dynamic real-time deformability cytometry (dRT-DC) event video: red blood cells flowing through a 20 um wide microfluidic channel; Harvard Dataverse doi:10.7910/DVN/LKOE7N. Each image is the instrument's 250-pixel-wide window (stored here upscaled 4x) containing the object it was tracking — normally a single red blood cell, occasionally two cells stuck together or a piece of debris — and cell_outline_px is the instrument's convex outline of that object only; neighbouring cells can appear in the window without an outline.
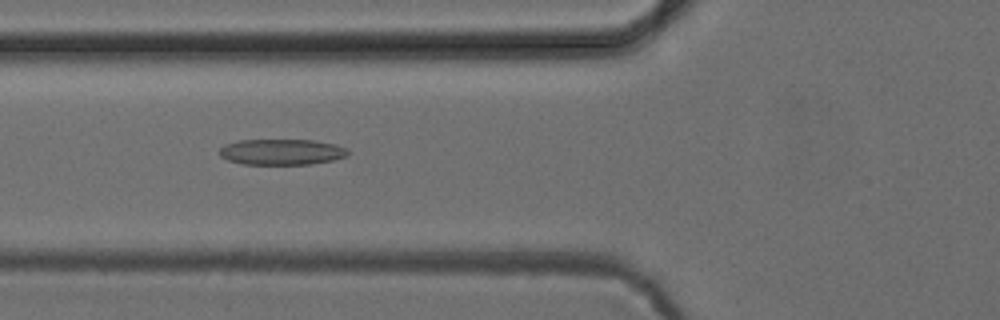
{"species": "common noctule bat (a hibernating species)", "species_latin": "Nyctalus noctula", "temperature_condition": "cold", "stored_images_in_passage": 45, "camera_frame_rate_fps": 3000, "um_per_image_px": 0.085, "animal": {"sex": "female", "body_mass_g": 24.6, "forearm_length_mm": 56.2}, "frame": {"image": 1, "passage_image": 12, "time_ms": 3.667, "image_size_px": [1000, 320], "cell_outline_px": [[348, 156], [332, 160], [308, 164], [240, 164], [228, 160], [220, 156], [220, 148], [224, 144], [240, 140], [312, 140], [336, 144], [348, 148]], "centroid_in_image_um": [23.94, 12.91], "position_along_channel_um": 101.9, "area_um2": 19.36}}
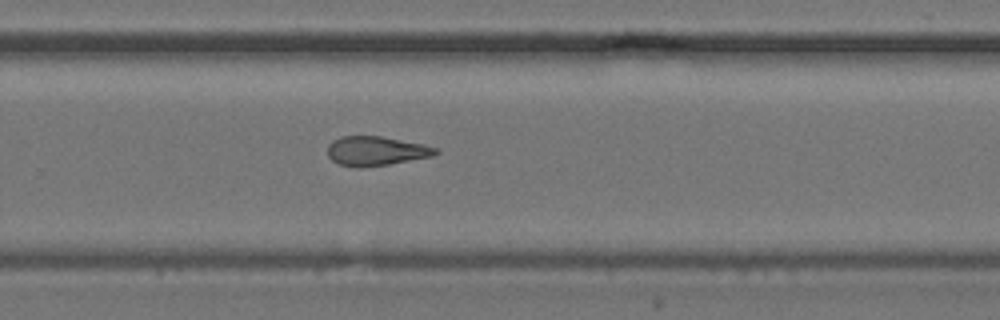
{"frame": {"image": 2, "passage_image": 27, "time_ms": 8.667, "image_size_px": [1000, 320], "cell_outline_px": [[440, 152], [432, 156], [388, 164], [360, 168], [356, 168], [340, 164], [332, 160], [328, 156], [328, 144], [332, 140], [340, 136], [380, 136], [420, 144], [436, 148]], "centroid_in_image_um": [31.9, 12.84], "position_along_channel_um": 297.9, "area_um2": 18.26}}
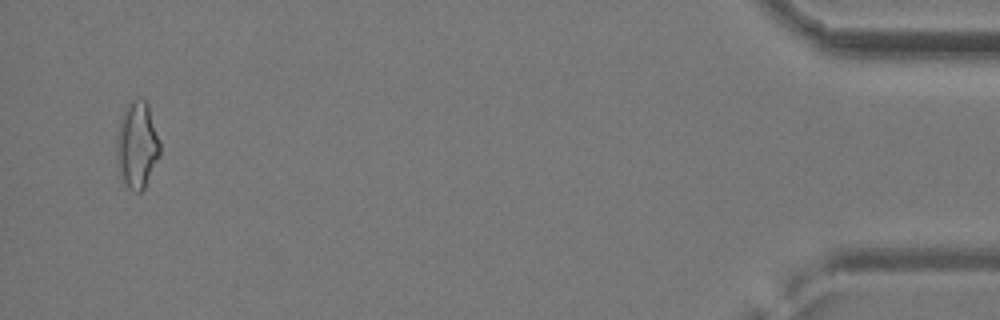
{"frame": {"image": 3, "passage_image": 43, "time_ms": 14.0, "image_size_px": [1000, 320], "cell_outline_px": [[160, 156], [144, 188], [140, 192], [132, 192], [120, 180], [116, 164], [116, 136], [120, 116], [124, 108], [136, 96], [144, 100], [148, 104], [160, 144]], "centroid_in_image_um": [11.61, 12.35], "position_along_channel_um": 423.6, "area_um2": 22.48}, "authors_computed_cell_mechanics": {"area_um2": 19.3052, "velocity_mm_per_s": 3.9186, "shape_relaxation_time_tau1_ms": null, "shape_relaxation_time_tau2_ms": 3.8888, "deformation_change_tau1": null, "deformation_change_tau2": 0.1453}}